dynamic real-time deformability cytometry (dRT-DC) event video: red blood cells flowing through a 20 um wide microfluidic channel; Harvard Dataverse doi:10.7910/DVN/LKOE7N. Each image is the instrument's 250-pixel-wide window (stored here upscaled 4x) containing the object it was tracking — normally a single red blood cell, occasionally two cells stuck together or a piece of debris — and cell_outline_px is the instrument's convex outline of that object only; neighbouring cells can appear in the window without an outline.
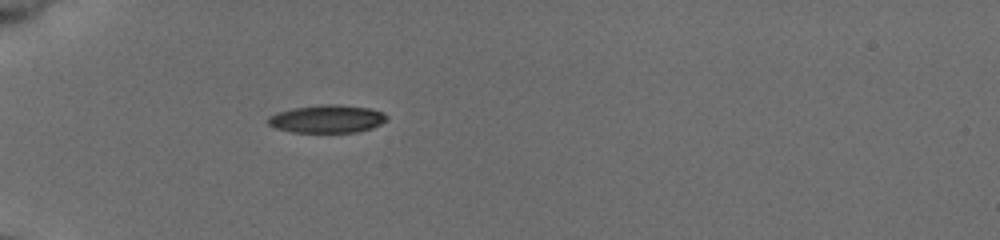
{"species": "common noctule bat (a hibernating species)", "species_latin": "Nyctalus noctula", "temperature_condition": "cold", "stored_images_in_passage": 35, "camera_frame_rate_fps": 3000, "um_per_image_px": 0.085, "animal": {"sex": "female", "body_mass_g": 19.5, "forearm_length_mm": 54.1}, "frame": {"image": 1, "passage_image": 5, "time_ms": 1.333, "image_size_px": [1000, 240], "cell_outline_px": [[388, 120], [372, 128], [356, 132], [292, 132], [276, 128], [268, 124], [268, 116], [276, 112], [292, 108], [328, 104], [336, 104], [372, 108], [384, 112], [388, 116]], "centroid_in_image_um": [27.83, 10.1], "position_along_channel_um": 57.2, "area_um2": 19.42}}
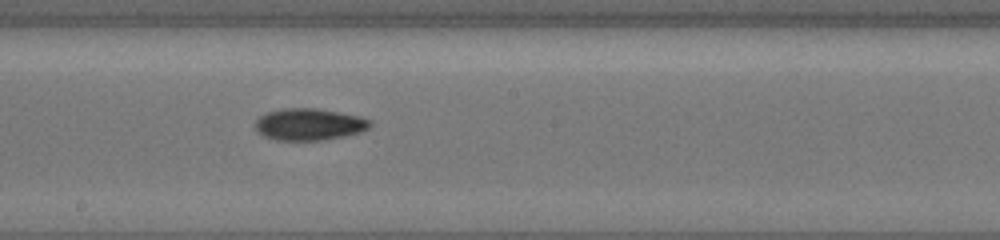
{"frame": {"image": 2, "passage_image": 14, "time_ms": 4.333, "image_size_px": [1000, 240], "cell_outline_px": [[372, 124], [368, 128], [360, 132], [344, 136], [320, 140], [276, 140], [264, 136], [256, 132], [256, 120], [264, 112], [280, 108], [316, 108], [340, 112], [360, 116], [372, 120]], "centroid_in_image_um": [26.26, 10.55], "position_along_channel_um": 221.9, "area_um2": 21.5}}
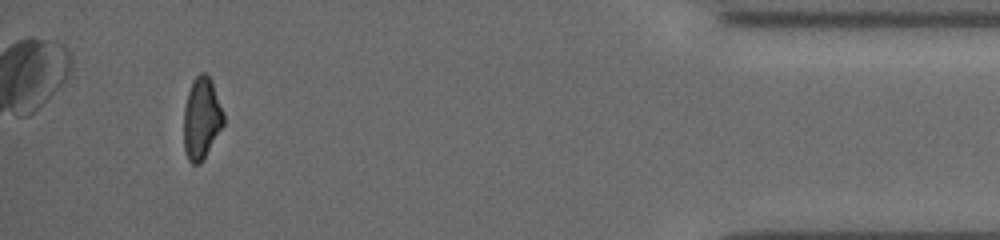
{"frame": {"image": 3, "passage_image": 32, "time_ms": 10.333, "image_size_px": [1000, 240], "cell_outline_px": [[224, 124], [200, 164], [192, 164], [188, 160], [184, 148], [184, 108], [188, 92], [196, 76], [200, 72], [204, 72], [212, 80], [224, 112]], "centroid_in_image_um": [17.14, 10.05], "position_along_channel_um": 418.1, "area_um2": 18.9}, "authors_computed_cell_mechanics": {"area_um2": 19.4208, "velocity_mm_per_s": 3.9943, "shape_relaxation_time_tau1_ms": 1.7754, "shape_relaxation_time_tau2_ms": 3.4288, "deformation_change_tau1": 0.0988, "deformation_change_tau2": 0.0976}}